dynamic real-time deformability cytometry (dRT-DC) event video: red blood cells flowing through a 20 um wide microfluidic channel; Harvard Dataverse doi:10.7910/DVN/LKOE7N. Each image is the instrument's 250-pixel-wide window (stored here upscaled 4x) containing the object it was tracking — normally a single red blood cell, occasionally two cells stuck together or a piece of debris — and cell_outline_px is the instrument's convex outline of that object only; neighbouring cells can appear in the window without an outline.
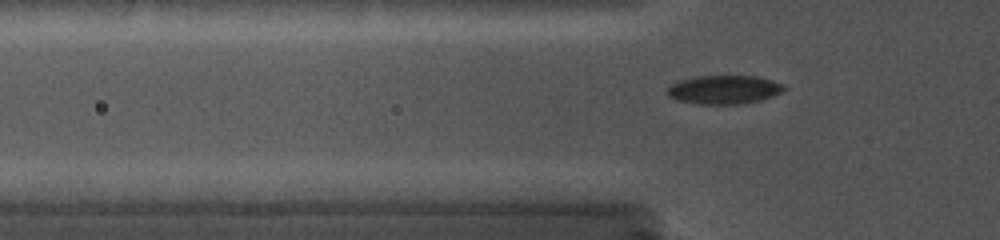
{"species": "common noctule bat (a hibernating species)", "species_latin": "Nyctalus noctula", "temperature_condition": "cold", "stored_images_in_passage": 48, "camera_frame_rate_fps": 5000, "um_per_image_px": 0.085, "animal": {"sex": "female", "body_mass_g": 19.0, "forearm_length_mm": 56.7}, "frame": {"image": 1, "passage_image": 21, "time_ms": 5.4, "image_size_px": [1000, 240], "cell_outline_px": [[788, 88], [772, 96], [760, 100], [740, 104], [700, 104], [680, 100], [668, 96], [668, 88], [672, 84], [680, 80], [696, 76], [756, 76], [772, 80], [784, 84]], "centroid_in_image_um": [61.58, 7.61], "position_along_channel_um": 64.2, "area_um2": 19.36}}
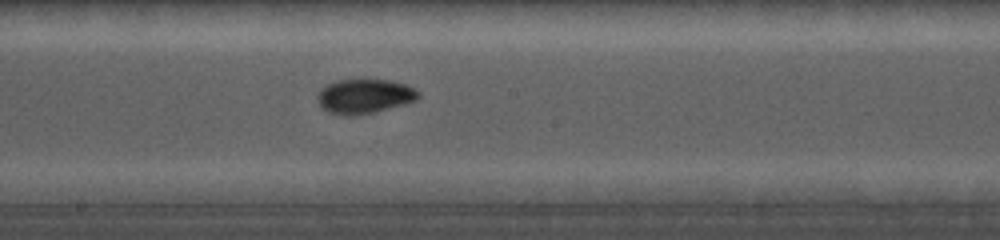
{"frame": {"image": 2, "passage_image": 37, "time_ms": 9.4, "image_size_px": [1000, 240], "cell_outline_px": [[420, 96], [416, 100], [404, 104], [376, 112], [356, 116], [348, 116], [328, 112], [320, 108], [316, 100], [316, 96], [328, 84], [336, 80], [388, 80], [404, 84], [420, 92]], "centroid_in_image_um": [30.95, 8.21], "position_along_channel_um": 217.2, "area_um2": 20.29}}
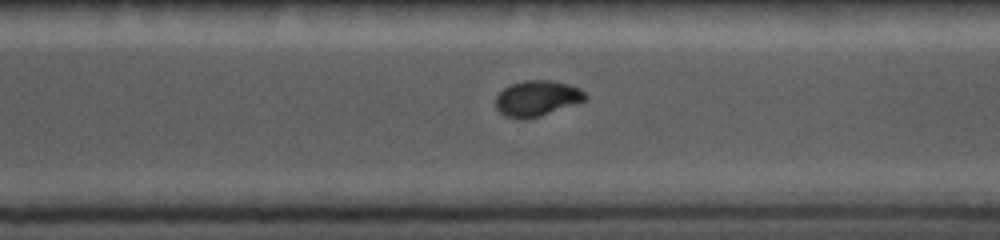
{"frame": {"image": 3, "passage_image": 44, "time_ms": 12.2, "image_size_px": [1000, 240], "cell_outline_px": [[588, 100], [540, 116], [524, 120], [516, 120], [504, 116], [496, 108], [496, 96], [504, 88], [512, 84], [524, 80], [552, 80], [568, 84], [580, 88], [588, 96]], "centroid_in_image_um": [45.66, 8.37], "position_along_channel_um": 324.9, "area_um2": 18.9}}